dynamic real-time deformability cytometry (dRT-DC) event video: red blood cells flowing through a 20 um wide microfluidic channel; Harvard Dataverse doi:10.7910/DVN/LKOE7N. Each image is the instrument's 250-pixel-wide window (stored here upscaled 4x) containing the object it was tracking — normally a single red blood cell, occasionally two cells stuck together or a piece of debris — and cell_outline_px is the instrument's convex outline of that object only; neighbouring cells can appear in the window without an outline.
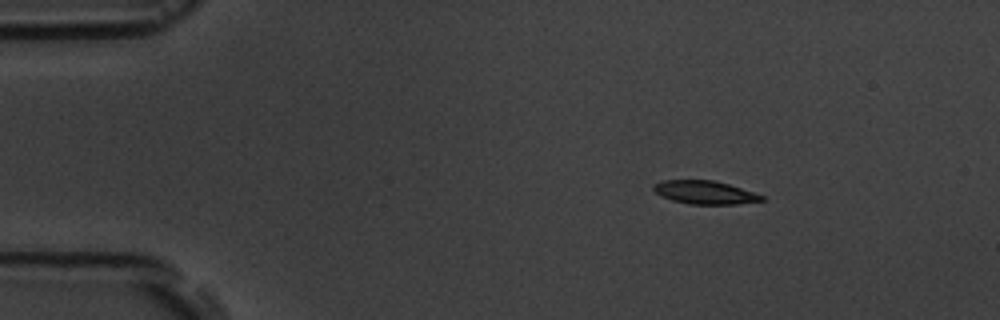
{"species": "common noctule bat (a hibernating species)", "species_latin": "Nyctalus noctula", "temperature_condition": "room temperature", "stored_images_in_passage": 4, "camera_frame_rate_fps": 3000, "um_per_image_px": 0.085, "animal": {"sex": "male", "body_mass_g": 19.5, "forearm_length_mm": 54.6}, "frame": {"image": 1, "passage_image": 1, "time_ms": 0.0, "image_size_px": [1000, 320], "cell_outline_px": [[764, 200], [736, 204], [688, 204], [672, 200], [660, 196], [652, 188], [652, 184], [664, 180], [712, 180], [728, 184], [764, 196]], "centroid_in_image_um": [59.85, 16.35], "position_along_channel_um": 25.1, "area_um2": 14.57}}
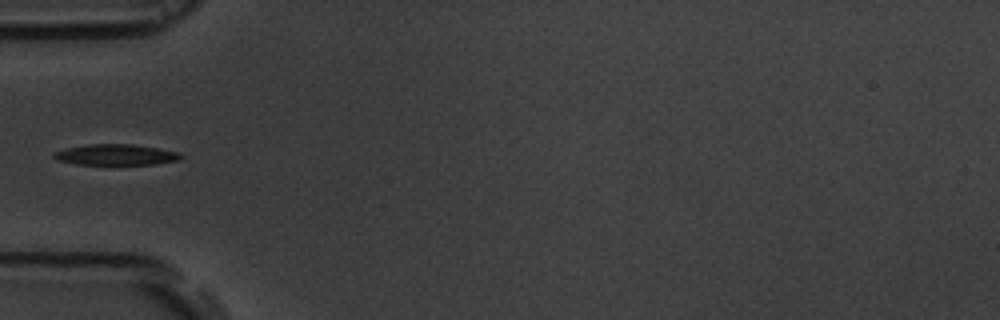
{"frame": {"image": 2, "passage_image": 3, "time_ms": 3.333, "image_size_px": [1000, 320], "cell_outline_px": [[184, 156], [180, 160], [156, 164], [116, 168], [112, 168], [76, 164], [56, 160], [52, 156], [52, 152], [68, 148], [88, 144], [132, 144], [180, 152]], "centroid_in_image_um": [9.85, 13.22], "position_along_channel_um": 75.1, "area_um2": 16.65}}
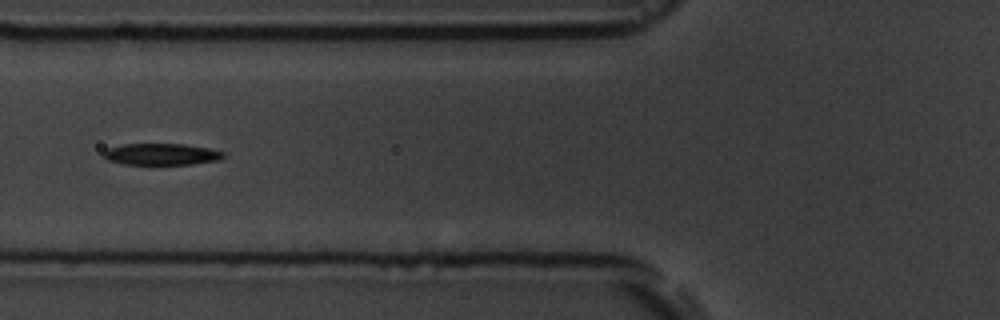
{"frame": {"image": 3, "passage_image": 4, "time_ms": 4.333, "image_size_px": [1000, 320], "cell_outline_px": [[224, 156], [220, 160], [192, 164], [124, 164], [108, 160], [104, 156], [104, 152], [108, 148], [124, 144], [184, 144], [208, 148], [224, 152]], "centroid_in_image_um": [13.74, 13.11], "position_along_channel_um": 112.1, "area_um2": 14.91}}